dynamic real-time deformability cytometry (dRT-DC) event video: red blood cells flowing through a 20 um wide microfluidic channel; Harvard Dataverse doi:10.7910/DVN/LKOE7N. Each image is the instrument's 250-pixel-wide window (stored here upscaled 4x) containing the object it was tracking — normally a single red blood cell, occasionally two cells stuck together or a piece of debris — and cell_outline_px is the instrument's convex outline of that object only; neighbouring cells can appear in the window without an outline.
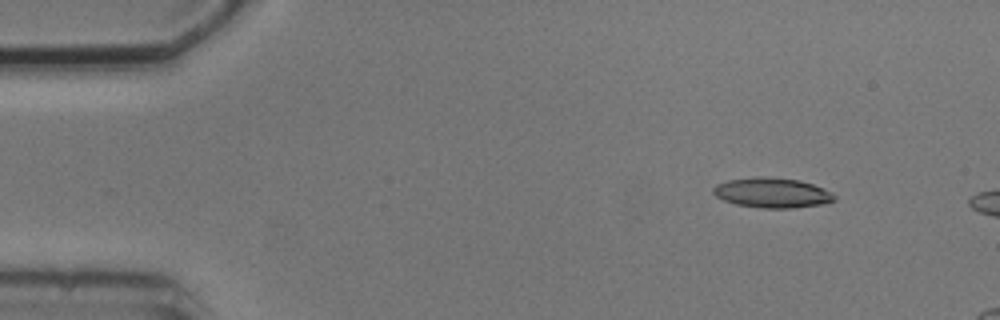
{"species": "common noctule bat (a hibernating species)", "species_latin": "Nyctalus noctula", "temperature_condition": "cold", "stored_images_in_passage": 4, "camera_frame_rate_fps": 3000, "um_per_image_px": 0.085, "animal": {"sex": "male", "body_mass_g": 20.5, "forearm_length_mm": 52.5}, "frame": {"image": 1, "passage_image": 2, "time_ms": 1.333, "image_size_px": [1000, 320], "cell_outline_px": [[836, 200], [820, 204], [792, 208], [760, 208], [736, 204], [724, 200], [716, 196], [712, 192], [712, 188], [716, 184], [728, 180], [760, 176], [800, 180], [812, 184], [832, 192], [836, 196]], "centroid_in_image_um": [65.62, 16.38], "position_along_channel_um": 19.4, "area_um2": 21.1}}